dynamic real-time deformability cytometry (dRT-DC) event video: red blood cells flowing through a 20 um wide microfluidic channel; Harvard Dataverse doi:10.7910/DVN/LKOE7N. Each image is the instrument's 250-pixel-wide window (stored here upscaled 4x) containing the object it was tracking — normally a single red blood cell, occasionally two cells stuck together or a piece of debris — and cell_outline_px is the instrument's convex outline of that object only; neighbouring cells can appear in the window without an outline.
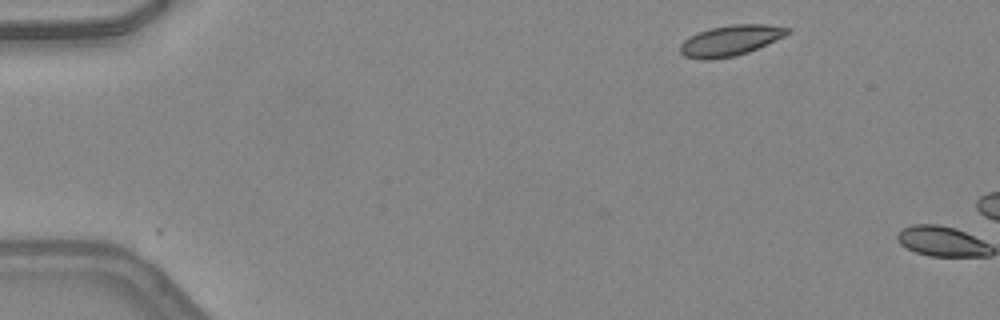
{"species": "common noctule bat (a hibernating species)", "species_latin": "Nyctalus noctula", "temperature_condition": "warm", "stored_images_in_passage": 2, "camera_frame_rate_fps": 3000, "um_per_image_px": 0.085, "animal": {"sex": "female", "body_mass_g": 24.6, "forearm_length_mm": 56.2}, "frame": {"image": 1, "passage_image": 1, "time_ms": 0.0, "image_size_px": [1000, 320], "cell_outline_px": [[792, 32], [784, 36], [748, 52], [732, 56], [708, 60], [704, 60], [684, 56], [680, 52], [680, 44], [684, 40], [700, 32], [712, 28], [732, 24], [764, 24], [792, 28]], "centroid_in_image_um": [62.11, 3.44], "position_along_channel_um": 22.9, "area_um2": 18.84}}